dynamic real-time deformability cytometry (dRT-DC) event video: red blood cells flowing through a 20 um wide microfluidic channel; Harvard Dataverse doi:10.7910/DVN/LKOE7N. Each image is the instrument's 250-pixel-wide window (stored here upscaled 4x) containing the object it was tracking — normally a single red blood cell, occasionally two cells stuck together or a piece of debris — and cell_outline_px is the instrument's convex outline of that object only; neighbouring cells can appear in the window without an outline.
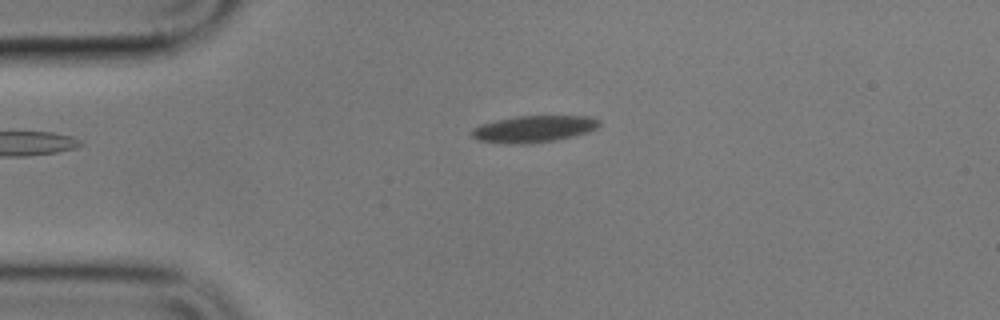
{"species": "common noctule bat (a hibernating species)", "species_latin": "Nyctalus noctula", "temperature_condition": "cold", "stored_images_in_passage": 3, "camera_frame_rate_fps": 3000, "um_per_image_px": 0.085, "animal": {"sex": "male", "body_mass_g": 17.9}, "frame": {"image": 1, "passage_image": 3, "time_ms": 2.333, "image_size_px": [1000, 320], "cell_outline_px": [[600, 124], [596, 128], [588, 132], [556, 140], [524, 144], [520, 144], [476, 140], [468, 132], [472, 128], [480, 124], [496, 120], [516, 116], [588, 116], [600, 120]], "centroid_in_image_um": [45.33, 10.95], "position_along_channel_um": 39.7, "area_um2": 19.83}}